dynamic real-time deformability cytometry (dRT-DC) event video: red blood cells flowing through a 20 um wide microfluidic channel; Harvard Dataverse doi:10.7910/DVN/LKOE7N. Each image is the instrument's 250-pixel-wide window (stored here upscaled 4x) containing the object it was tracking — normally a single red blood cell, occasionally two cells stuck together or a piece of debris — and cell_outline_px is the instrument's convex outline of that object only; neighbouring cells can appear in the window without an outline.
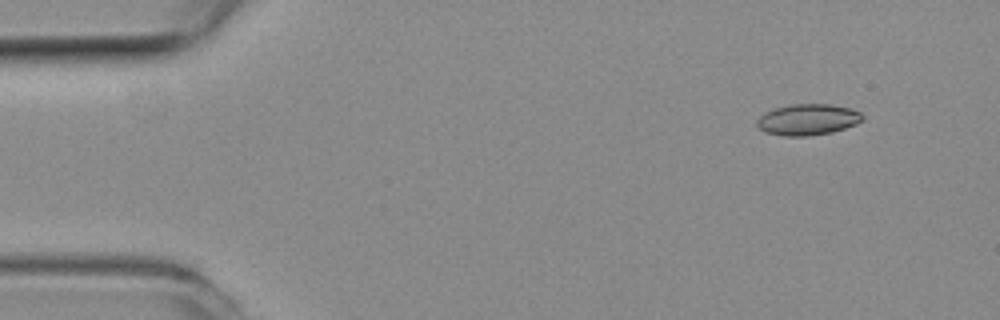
{"species": "common noctule bat (a hibernating species)", "species_latin": "Nyctalus noctula", "temperature_condition": "room temperature", "stored_images_in_passage": 7, "camera_frame_rate_fps": 3000, "um_per_image_px": 0.085, "animal": {"sex": "female", "body_mass_g": 19.3, "forearm_length_mm": 54.1}, "frame": {"image": 1, "passage_image": 5, "time_ms": 1.333, "image_size_px": [1000, 320], "cell_outline_px": [[864, 116], [856, 124], [832, 132], [808, 136], [784, 136], [764, 132], [756, 124], [756, 120], [764, 112], [776, 108], [792, 104], [832, 104], [852, 108], [860, 112]], "centroid_in_image_um": [68.65, 10.16], "position_along_channel_um": 16.4, "area_um2": 19.19}}